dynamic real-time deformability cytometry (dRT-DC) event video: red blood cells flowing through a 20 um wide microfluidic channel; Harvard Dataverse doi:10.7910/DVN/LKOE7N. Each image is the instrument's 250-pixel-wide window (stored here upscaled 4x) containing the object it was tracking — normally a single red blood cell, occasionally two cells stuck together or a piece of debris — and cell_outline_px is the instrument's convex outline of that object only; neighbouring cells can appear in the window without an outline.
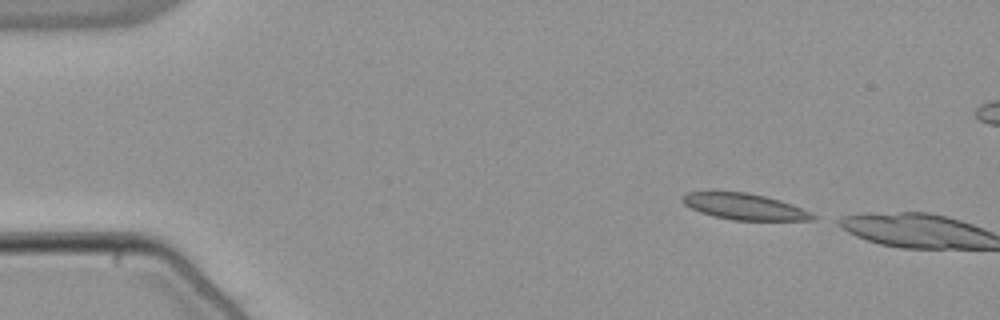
{"species": "common noctule bat (a hibernating species)", "species_latin": "Nyctalus noctula", "temperature_condition": "warm", "stored_images_in_passage": 3, "camera_frame_rate_fps": 3000, "um_per_image_px": 0.085, "animal": {"sex": "male", "body_mass_g": 21.5, "forearm_length_mm": 52.0}, "frame": {"image": 1, "passage_image": 1, "time_ms": 0.0, "image_size_px": [1000, 320], "cell_outline_px": [[820, 216], [816, 220], [732, 220], [712, 216], [700, 212], [684, 204], [680, 200], [680, 196], [688, 192], [748, 192], [780, 200], [792, 204]], "centroid_in_image_um": [63.3, 17.57], "position_along_channel_um": 21.7, "area_um2": 20.0}}